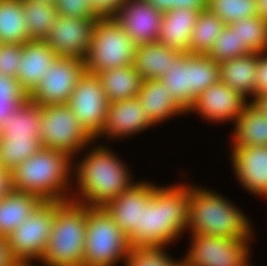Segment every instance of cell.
<instances>
[{
    "label": "cell",
    "mask_w": 267,
    "mask_h": 266,
    "mask_svg": "<svg viewBox=\"0 0 267 266\" xmlns=\"http://www.w3.org/2000/svg\"><path fill=\"white\" fill-rule=\"evenodd\" d=\"M189 186H157L141 203L140 227L129 247L166 246L183 234L188 224Z\"/></svg>",
    "instance_id": "cell-1"
},
{
    "label": "cell",
    "mask_w": 267,
    "mask_h": 266,
    "mask_svg": "<svg viewBox=\"0 0 267 266\" xmlns=\"http://www.w3.org/2000/svg\"><path fill=\"white\" fill-rule=\"evenodd\" d=\"M109 150L103 145L90 148L82 162L73 166L80 195L71 200L88 207H104L134 184L126 164Z\"/></svg>",
    "instance_id": "cell-2"
},
{
    "label": "cell",
    "mask_w": 267,
    "mask_h": 266,
    "mask_svg": "<svg viewBox=\"0 0 267 266\" xmlns=\"http://www.w3.org/2000/svg\"><path fill=\"white\" fill-rule=\"evenodd\" d=\"M71 158L62 151L41 148L11 171L13 190L38 195L44 201L71 200L67 194L74 169Z\"/></svg>",
    "instance_id": "cell-3"
},
{
    "label": "cell",
    "mask_w": 267,
    "mask_h": 266,
    "mask_svg": "<svg viewBox=\"0 0 267 266\" xmlns=\"http://www.w3.org/2000/svg\"><path fill=\"white\" fill-rule=\"evenodd\" d=\"M223 196L189 185L188 224L192 234L231 239H252L247 216Z\"/></svg>",
    "instance_id": "cell-4"
},
{
    "label": "cell",
    "mask_w": 267,
    "mask_h": 266,
    "mask_svg": "<svg viewBox=\"0 0 267 266\" xmlns=\"http://www.w3.org/2000/svg\"><path fill=\"white\" fill-rule=\"evenodd\" d=\"M88 206L55 201L54 220L44 256L46 266H83Z\"/></svg>",
    "instance_id": "cell-5"
},
{
    "label": "cell",
    "mask_w": 267,
    "mask_h": 266,
    "mask_svg": "<svg viewBox=\"0 0 267 266\" xmlns=\"http://www.w3.org/2000/svg\"><path fill=\"white\" fill-rule=\"evenodd\" d=\"M219 63L207 54L184 53L159 79L188 113L197 96L220 80Z\"/></svg>",
    "instance_id": "cell-6"
},
{
    "label": "cell",
    "mask_w": 267,
    "mask_h": 266,
    "mask_svg": "<svg viewBox=\"0 0 267 266\" xmlns=\"http://www.w3.org/2000/svg\"><path fill=\"white\" fill-rule=\"evenodd\" d=\"M85 237L83 266H115L125 260L130 248L104 207H88Z\"/></svg>",
    "instance_id": "cell-7"
},
{
    "label": "cell",
    "mask_w": 267,
    "mask_h": 266,
    "mask_svg": "<svg viewBox=\"0 0 267 266\" xmlns=\"http://www.w3.org/2000/svg\"><path fill=\"white\" fill-rule=\"evenodd\" d=\"M136 44L113 18H98L92 45L84 59L85 70L97 74L106 69L134 64Z\"/></svg>",
    "instance_id": "cell-8"
},
{
    "label": "cell",
    "mask_w": 267,
    "mask_h": 266,
    "mask_svg": "<svg viewBox=\"0 0 267 266\" xmlns=\"http://www.w3.org/2000/svg\"><path fill=\"white\" fill-rule=\"evenodd\" d=\"M41 147L73 154L95 139L85 130L67 104L42 106Z\"/></svg>",
    "instance_id": "cell-9"
},
{
    "label": "cell",
    "mask_w": 267,
    "mask_h": 266,
    "mask_svg": "<svg viewBox=\"0 0 267 266\" xmlns=\"http://www.w3.org/2000/svg\"><path fill=\"white\" fill-rule=\"evenodd\" d=\"M55 201H44L7 238L15 262H32L44 256L54 220ZM31 260V261H30Z\"/></svg>",
    "instance_id": "cell-10"
},
{
    "label": "cell",
    "mask_w": 267,
    "mask_h": 266,
    "mask_svg": "<svg viewBox=\"0 0 267 266\" xmlns=\"http://www.w3.org/2000/svg\"><path fill=\"white\" fill-rule=\"evenodd\" d=\"M193 238V239H192ZM192 245L183 260L190 266H250V239L191 234Z\"/></svg>",
    "instance_id": "cell-11"
},
{
    "label": "cell",
    "mask_w": 267,
    "mask_h": 266,
    "mask_svg": "<svg viewBox=\"0 0 267 266\" xmlns=\"http://www.w3.org/2000/svg\"><path fill=\"white\" fill-rule=\"evenodd\" d=\"M85 71L84 60L58 56L29 94V99L41 106L67 104Z\"/></svg>",
    "instance_id": "cell-12"
},
{
    "label": "cell",
    "mask_w": 267,
    "mask_h": 266,
    "mask_svg": "<svg viewBox=\"0 0 267 266\" xmlns=\"http://www.w3.org/2000/svg\"><path fill=\"white\" fill-rule=\"evenodd\" d=\"M109 100L96 74L85 71L78 80L67 106L85 130L95 138L105 124Z\"/></svg>",
    "instance_id": "cell-13"
},
{
    "label": "cell",
    "mask_w": 267,
    "mask_h": 266,
    "mask_svg": "<svg viewBox=\"0 0 267 266\" xmlns=\"http://www.w3.org/2000/svg\"><path fill=\"white\" fill-rule=\"evenodd\" d=\"M96 21L97 19L58 15L43 41L59 57L84 60L92 45Z\"/></svg>",
    "instance_id": "cell-14"
},
{
    "label": "cell",
    "mask_w": 267,
    "mask_h": 266,
    "mask_svg": "<svg viewBox=\"0 0 267 266\" xmlns=\"http://www.w3.org/2000/svg\"><path fill=\"white\" fill-rule=\"evenodd\" d=\"M113 18L138 46L157 42L163 13L146 0H126Z\"/></svg>",
    "instance_id": "cell-15"
},
{
    "label": "cell",
    "mask_w": 267,
    "mask_h": 266,
    "mask_svg": "<svg viewBox=\"0 0 267 266\" xmlns=\"http://www.w3.org/2000/svg\"><path fill=\"white\" fill-rule=\"evenodd\" d=\"M249 102L220 80L200 93L188 112L201 113L206 120L223 122L236 121Z\"/></svg>",
    "instance_id": "cell-16"
},
{
    "label": "cell",
    "mask_w": 267,
    "mask_h": 266,
    "mask_svg": "<svg viewBox=\"0 0 267 266\" xmlns=\"http://www.w3.org/2000/svg\"><path fill=\"white\" fill-rule=\"evenodd\" d=\"M233 171L242 186L267 198V146L232 147Z\"/></svg>",
    "instance_id": "cell-17"
},
{
    "label": "cell",
    "mask_w": 267,
    "mask_h": 266,
    "mask_svg": "<svg viewBox=\"0 0 267 266\" xmlns=\"http://www.w3.org/2000/svg\"><path fill=\"white\" fill-rule=\"evenodd\" d=\"M153 183L136 182L118 197L110 200L105 210L112 216L116 225L129 240L140 227L141 203H143L157 187Z\"/></svg>",
    "instance_id": "cell-18"
},
{
    "label": "cell",
    "mask_w": 267,
    "mask_h": 266,
    "mask_svg": "<svg viewBox=\"0 0 267 266\" xmlns=\"http://www.w3.org/2000/svg\"><path fill=\"white\" fill-rule=\"evenodd\" d=\"M154 125L146 116L137 97L109 103L102 131L94 138L108 135L122 138L144 131Z\"/></svg>",
    "instance_id": "cell-19"
},
{
    "label": "cell",
    "mask_w": 267,
    "mask_h": 266,
    "mask_svg": "<svg viewBox=\"0 0 267 266\" xmlns=\"http://www.w3.org/2000/svg\"><path fill=\"white\" fill-rule=\"evenodd\" d=\"M58 56L43 40L31 39L22 45V58L18 67L17 80L30 94L40 83L47 69Z\"/></svg>",
    "instance_id": "cell-20"
},
{
    "label": "cell",
    "mask_w": 267,
    "mask_h": 266,
    "mask_svg": "<svg viewBox=\"0 0 267 266\" xmlns=\"http://www.w3.org/2000/svg\"><path fill=\"white\" fill-rule=\"evenodd\" d=\"M199 13L200 10L186 8H174L164 12L157 42L189 53V42Z\"/></svg>",
    "instance_id": "cell-21"
},
{
    "label": "cell",
    "mask_w": 267,
    "mask_h": 266,
    "mask_svg": "<svg viewBox=\"0 0 267 266\" xmlns=\"http://www.w3.org/2000/svg\"><path fill=\"white\" fill-rule=\"evenodd\" d=\"M136 97L154 125L166 121L170 116L187 114L160 79L144 80Z\"/></svg>",
    "instance_id": "cell-22"
},
{
    "label": "cell",
    "mask_w": 267,
    "mask_h": 266,
    "mask_svg": "<svg viewBox=\"0 0 267 266\" xmlns=\"http://www.w3.org/2000/svg\"><path fill=\"white\" fill-rule=\"evenodd\" d=\"M43 202L40 196L29 192H8L0 199V236L6 238Z\"/></svg>",
    "instance_id": "cell-23"
},
{
    "label": "cell",
    "mask_w": 267,
    "mask_h": 266,
    "mask_svg": "<svg viewBox=\"0 0 267 266\" xmlns=\"http://www.w3.org/2000/svg\"><path fill=\"white\" fill-rule=\"evenodd\" d=\"M184 52L158 42L136 46L134 68L146 79H159L169 71L171 62H176Z\"/></svg>",
    "instance_id": "cell-24"
},
{
    "label": "cell",
    "mask_w": 267,
    "mask_h": 266,
    "mask_svg": "<svg viewBox=\"0 0 267 266\" xmlns=\"http://www.w3.org/2000/svg\"><path fill=\"white\" fill-rule=\"evenodd\" d=\"M42 106L29 98L0 126L2 139H40Z\"/></svg>",
    "instance_id": "cell-25"
},
{
    "label": "cell",
    "mask_w": 267,
    "mask_h": 266,
    "mask_svg": "<svg viewBox=\"0 0 267 266\" xmlns=\"http://www.w3.org/2000/svg\"><path fill=\"white\" fill-rule=\"evenodd\" d=\"M257 53H250L219 63L220 81L246 99L255 98ZM251 94V95H249Z\"/></svg>",
    "instance_id": "cell-26"
},
{
    "label": "cell",
    "mask_w": 267,
    "mask_h": 266,
    "mask_svg": "<svg viewBox=\"0 0 267 266\" xmlns=\"http://www.w3.org/2000/svg\"><path fill=\"white\" fill-rule=\"evenodd\" d=\"M96 75L109 103L135 98L144 82L133 65L106 69Z\"/></svg>",
    "instance_id": "cell-27"
},
{
    "label": "cell",
    "mask_w": 267,
    "mask_h": 266,
    "mask_svg": "<svg viewBox=\"0 0 267 266\" xmlns=\"http://www.w3.org/2000/svg\"><path fill=\"white\" fill-rule=\"evenodd\" d=\"M234 124L233 147L267 146V117L251 102Z\"/></svg>",
    "instance_id": "cell-28"
},
{
    "label": "cell",
    "mask_w": 267,
    "mask_h": 266,
    "mask_svg": "<svg viewBox=\"0 0 267 266\" xmlns=\"http://www.w3.org/2000/svg\"><path fill=\"white\" fill-rule=\"evenodd\" d=\"M29 40L23 0H0V43L23 45Z\"/></svg>",
    "instance_id": "cell-29"
},
{
    "label": "cell",
    "mask_w": 267,
    "mask_h": 266,
    "mask_svg": "<svg viewBox=\"0 0 267 266\" xmlns=\"http://www.w3.org/2000/svg\"><path fill=\"white\" fill-rule=\"evenodd\" d=\"M237 30L240 55L267 51V21L260 16L240 19L229 24Z\"/></svg>",
    "instance_id": "cell-30"
},
{
    "label": "cell",
    "mask_w": 267,
    "mask_h": 266,
    "mask_svg": "<svg viewBox=\"0 0 267 266\" xmlns=\"http://www.w3.org/2000/svg\"><path fill=\"white\" fill-rule=\"evenodd\" d=\"M225 25V22L207 8L201 10L191 34L189 53L208 54Z\"/></svg>",
    "instance_id": "cell-31"
},
{
    "label": "cell",
    "mask_w": 267,
    "mask_h": 266,
    "mask_svg": "<svg viewBox=\"0 0 267 266\" xmlns=\"http://www.w3.org/2000/svg\"><path fill=\"white\" fill-rule=\"evenodd\" d=\"M23 12L30 40H43L58 16L55 4L33 0H23Z\"/></svg>",
    "instance_id": "cell-32"
},
{
    "label": "cell",
    "mask_w": 267,
    "mask_h": 266,
    "mask_svg": "<svg viewBox=\"0 0 267 266\" xmlns=\"http://www.w3.org/2000/svg\"><path fill=\"white\" fill-rule=\"evenodd\" d=\"M41 148L40 139H2L0 137V167L11 172Z\"/></svg>",
    "instance_id": "cell-33"
},
{
    "label": "cell",
    "mask_w": 267,
    "mask_h": 266,
    "mask_svg": "<svg viewBox=\"0 0 267 266\" xmlns=\"http://www.w3.org/2000/svg\"><path fill=\"white\" fill-rule=\"evenodd\" d=\"M207 9L225 24L258 15L256 0H207Z\"/></svg>",
    "instance_id": "cell-34"
},
{
    "label": "cell",
    "mask_w": 267,
    "mask_h": 266,
    "mask_svg": "<svg viewBox=\"0 0 267 266\" xmlns=\"http://www.w3.org/2000/svg\"><path fill=\"white\" fill-rule=\"evenodd\" d=\"M164 246L130 247L123 266H178L181 260H172Z\"/></svg>",
    "instance_id": "cell-35"
},
{
    "label": "cell",
    "mask_w": 267,
    "mask_h": 266,
    "mask_svg": "<svg viewBox=\"0 0 267 266\" xmlns=\"http://www.w3.org/2000/svg\"><path fill=\"white\" fill-rule=\"evenodd\" d=\"M217 63L240 57V46L237 30L226 24L218 34L213 48L207 54Z\"/></svg>",
    "instance_id": "cell-36"
},
{
    "label": "cell",
    "mask_w": 267,
    "mask_h": 266,
    "mask_svg": "<svg viewBox=\"0 0 267 266\" xmlns=\"http://www.w3.org/2000/svg\"><path fill=\"white\" fill-rule=\"evenodd\" d=\"M22 44L0 43V74L17 78Z\"/></svg>",
    "instance_id": "cell-37"
},
{
    "label": "cell",
    "mask_w": 267,
    "mask_h": 266,
    "mask_svg": "<svg viewBox=\"0 0 267 266\" xmlns=\"http://www.w3.org/2000/svg\"><path fill=\"white\" fill-rule=\"evenodd\" d=\"M58 15L88 19H98L91 0H57L55 3Z\"/></svg>",
    "instance_id": "cell-38"
},
{
    "label": "cell",
    "mask_w": 267,
    "mask_h": 266,
    "mask_svg": "<svg viewBox=\"0 0 267 266\" xmlns=\"http://www.w3.org/2000/svg\"><path fill=\"white\" fill-rule=\"evenodd\" d=\"M29 94L21 87L17 78L0 74V100H17L23 104Z\"/></svg>",
    "instance_id": "cell-39"
},
{
    "label": "cell",
    "mask_w": 267,
    "mask_h": 266,
    "mask_svg": "<svg viewBox=\"0 0 267 266\" xmlns=\"http://www.w3.org/2000/svg\"><path fill=\"white\" fill-rule=\"evenodd\" d=\"M255 97L267 94V51L257 53Z\"/></svg>",
    "instance_id": "cell-40"
},
{
    "label": "cell",
    "mask_w": 267,
    "mask_h": 266,
    "mask_svg": "<svg viewBox=\"0 0 267 266\" xmlns=\"http://www.w3.org/2000/svg\"><path fill=\"white\" fill-rule=\"evenodd\" d=\"M126 0H91L94 12L99 18L114 17Z\"/></svg>",
    "instance_id": "cell-41"
},
{
    "label": "cell",
    "mask_w": 267,
    "mask_h": 266,
    "mask_svg": "<svg viewBox=\"0 0 267 266\" xmlns=\"http://www.w3.org/2000/svg\"><path fill=\"white\" fill-rule=\"evenodd\" d=\"M186 8L204 10L207 8V0H171V9Z\"/></svg>",
    "instance_id": "cell-42"
},
{
    "label": "cell",
    "mask_w": 267,
    "mask_h": 266,
    "mask_svg": "<svg viewBox=\"0 0 267 266\" xmlns=\"http://www.w3.org/2000/svg\"><path fill=\"white\" fill-rule=\"evenodd\" d=\"M19 105L17 100H0V126Z\"/></svg>",
    "instance_id": "cell-43"
},
{
    "label": "cell",
    "mask_w": 267,
    "mask_h": 266,
    "mask_svg": "<svg viewBox=\"0 0 267 266\" xmlns=\"http://www.w3.org/2000/svg\"><path fill=\"white\" fill-rule=\"evenodd\" d=\"M14 262L9 251L7 238L0 236V266H11Z\"/></svg>",
    "instance_id": "cell-44"
},
{
    "label": "cell",
    "mask_w": 267,
    "mask_h": 266,
    "mask_svg": "<svg viewBox=\"0 0 267 266\" xmlns=\"http://www.w3.org/2000/svg\"><path fill=\"white\" fill-rule=\"evenodd\" d=\"M12 189L11 172L0 167V199Z\"/></svg>",
    "instance_id": "cell-45"
},
{
    "label": "cell",
    "mask_w": 267,
    "mask_h": 266,
    "mask_svg": "<svg viewBox=\"0 0 267 266\" xmlns=\"http://www.w3.org/2000/svg\"><path fill=\"white\" fill-rule=\"evenodd\" d=\"M249 100L263 115L267 117V94L259 95Z\"/></svg>",
    "instance_id": "cell-46"
},
{
    "label": "cell",
    "mask_w": 267,
    "mask_h": 266,
    "mask_svg": "<svg viewBox=\"0 0 267 266\" xmlns=\"http://www.w3.org/2000/svg\"><path fill=\"white\" fill-rule=\"evenodd\" d=\"M155 9H159L162 13L171 10V0H146Z\"/></svg>",
    "instance_id": "cell-47"
},
{
    "label": "cell",
    "mask_w": 267,
    "mask_h": 266,
    "mask_svg": "<svg viewBox=\"0 0 267 266\" xmlns=\"http://www.w3.org/2000/svg\"><path fill=\"white\" fill-rule=\"evenodd\" d=\"M258 16L267 21V0H256Z\"/></svg>",
    "instance_id": "cell-48"
},
{
    "label": "cell",
    "mask_w": 267,
    "mask_h": 266,
    "mask_svg": "<svg viewBox=\"0 0 267 266\" xmlns=\"http://www.w3.org/2000/svg\"><path fill=\"white\" fill-rule=\"evenodd\" d=\"M11 266H34L31 262H14Z\"/></svg>",
    "instance_id": "cell-49"
},
{
    "label": "cell",
    "mask_w": 267,
    "mask_h": 266,
    "mask_svg": "<svg viewBox=\"0 0 267 266\" xmlns=\"http://www.w3.org/2000/svg\"><path fill=\"white\" fill-rule=\"evenodd\" d=\"M33 1H39V2H46L50 4H55L57 0H33Z\"/></svg>",
    "instance_id": "cell-50"
},
{
    "label": "cell",
    "mask_w": 267,
    "mask_h": 266,
    "mask_svg": "<svg viewBox=\"0 0 267 266\" xmlns=\"http://www.w3.org/2000/svg\"><path fill=\"white\" fill-rule=\"evenodd\" d=\"M178 266H190V265H188V264L182 259V261L179 263Z\"/></svg>",
    "instance_id": "cell-51"
}]
</instances>
